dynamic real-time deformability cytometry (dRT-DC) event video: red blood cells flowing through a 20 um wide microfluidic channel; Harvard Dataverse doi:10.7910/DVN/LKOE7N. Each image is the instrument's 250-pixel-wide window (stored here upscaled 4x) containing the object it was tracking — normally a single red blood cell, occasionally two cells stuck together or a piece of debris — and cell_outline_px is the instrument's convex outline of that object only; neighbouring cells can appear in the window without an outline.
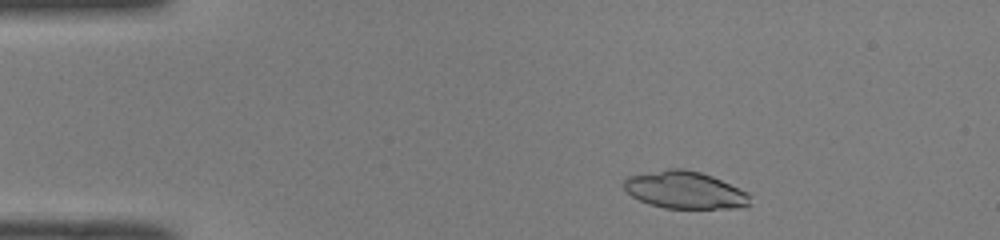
{"species": "common noctule bat (a hibernating species)", "species_latin": "Nyctalus noctula", "temperature_condition": "room temperature", "stored_images_in_passage": 45, "camera_frame_rate_fps": 3000, "um_per_image_px": 0.085, "animal": {"sex": "male", "body_mass_g": 19.0, "forearm_length_mm": 50.8}, "frame": {"image": 1, "passage_image": 4, "time_ms": 1.0, "image_size_px": [1000, 240], "cell_outline_px": [[752, 196], [748, 204], [736, 208], [664, 208], [648, 204], [632, 196], [624, 188], [624, 180], [628, 176], [668, 168], [684, 168], [700, 172], [712, 176], [748, 192]], "centroid_in_image_um": [58.21, 16.15], "position_along_channel_um": 26.8, "area_um2": 27.4}}
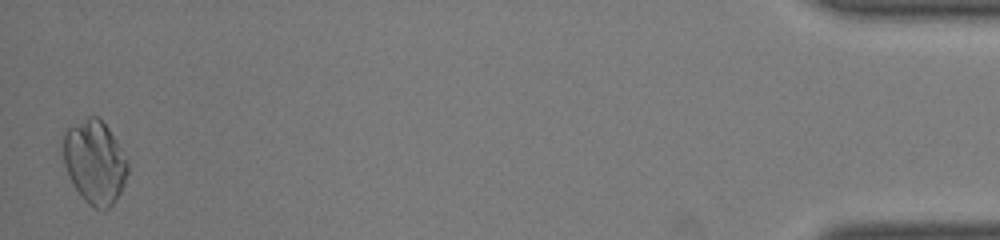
{"frame": {"image": 2, "passage_image": 45, "time_ms": 14.667, "image_size_px": [1000, 240], "cell_outline_px": [[128, 172], [124, 184], [116, 200], [104, 212], [88, 204], [84, 200], [72, 184], [68, 176], [64, 164], [64, 132], [68, 128], [88, 116], [96, 116], [108, 128], [116, 140], [128, 160]], "centroid_in_image_um": [8.06, 13.81], "position_along_channel_um": 427.1, "area_um2": 31.33}}